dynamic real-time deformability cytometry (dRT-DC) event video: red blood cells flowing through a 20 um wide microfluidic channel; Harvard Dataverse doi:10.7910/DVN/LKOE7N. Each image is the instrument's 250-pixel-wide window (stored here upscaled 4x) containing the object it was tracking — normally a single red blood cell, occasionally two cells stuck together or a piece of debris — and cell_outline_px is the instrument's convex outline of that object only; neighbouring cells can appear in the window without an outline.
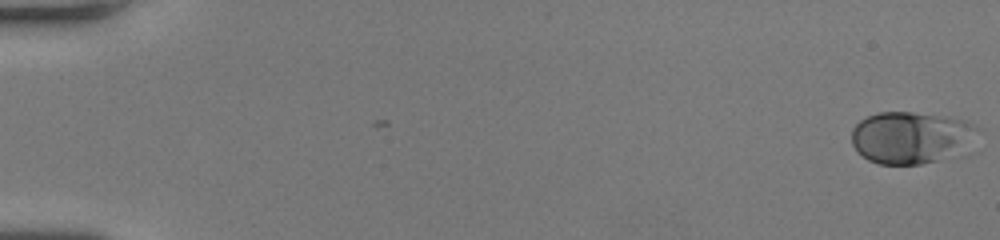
{"species": "human", "species_latin": "Homo sapiens", "temperature_condition": "room temperature", "stored_images_in_passage": 53, "camera_frame_rate_fps": 3000, "um_per_image_px": 0.085, "donor": {"sex": "female"}, "frame": {"image": 1, "passage_image": 1, "time_ms": 0.0, "image_size_px": [1000, 240], "cell_outline_px": [[976, 128], [964, 156], [920, 164], [880, 164], [868, 160], [852, 144], [852, 128], [860, 120], [876, 112], [912, 112], [964, 120], [972, 124]], "centroid_in_image_um": [77.44, 11.71], "position_along_channel_um": 7.6, "area_um2": 38.21}}
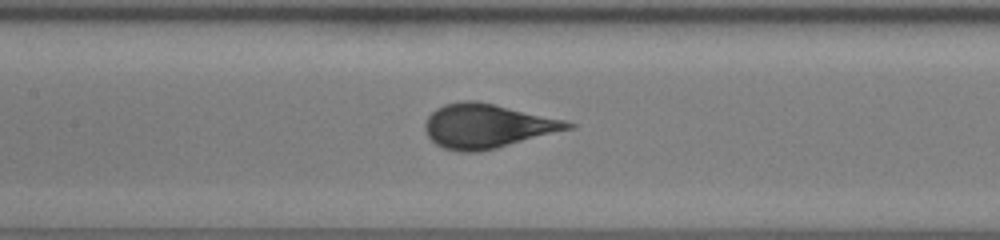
{"frame": {"image": 2, "passage_image": 27, "time_ms": 8.667, "image_size_px": [1000, 240], "cell_outline_px": [[576, 128], [480, 152], [460, 152], [444, 148], [436, 144], [428, 136], [424, 128], [424, 124], [428, 116], [436, 108], [444, 104], [464, 100], [476, 100], [564, 120], [576, 124]], "centroid_in_image_um": [41.41, 10.72], "position_along_channel_um": 166.0, "area_um2": 36.76}}
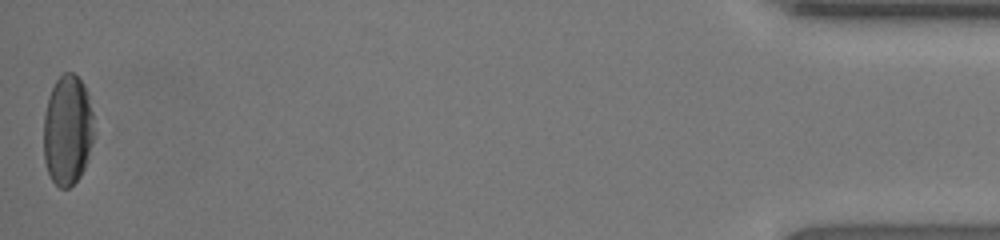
{"frame": {"image": 3, "passage_image": 53, "time_ms": 17.333, "image_size_px": [1000, 240], "cell_outline_px": [[96, 132], [88, 160], [80, 176], [68, 188], [60, 188], [52, 180], [48, 172], [44, 160], [44, 116], [48, 96], [56, 80], [64, 72], [72, 72], [84, 84], [88, 96], [92, 112]], "centroid_in_image_um": [5.76, 11.07], "position_along_channel_um": 429.4, "area_um2": 32.71}}